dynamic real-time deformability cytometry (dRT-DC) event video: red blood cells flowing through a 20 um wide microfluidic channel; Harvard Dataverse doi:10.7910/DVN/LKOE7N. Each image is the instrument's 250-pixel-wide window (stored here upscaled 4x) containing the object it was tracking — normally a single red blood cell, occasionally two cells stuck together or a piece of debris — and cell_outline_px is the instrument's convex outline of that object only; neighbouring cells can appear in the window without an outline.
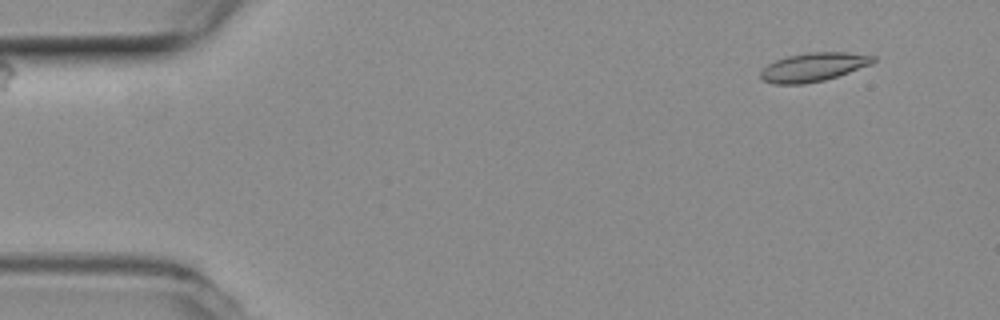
{"species": "common noctule bat (a hibernating species)", "species_latin": "Nyctalus noctula", "temperature_condition": "room temperature", "stored_images_in_passage": 8, "camera_frame_rate_fps": 3000, "um_per_image_px": 0.085, "animal": {"sex": "female", "body_mass_g": 19.3, "forearm_length_mm": 54.1}, "frame": {"image": 1, "passage_image": 1, "time_ms": 0.0, "image_size_px": [1000, 320], "cell_outline_px": [[876, 60], [872, 64], [824, 80], [804, 84], [776, 84], [764, 80], [760, 76], [760, 72], [768, 64], [776, 60], [788, 56], [808, 52], [848, 52], [876, 56]], "centroid_in_image_um": [69.16, 5.69], "position_along_channel_um": 15.8, "area_um2": 18.67}}